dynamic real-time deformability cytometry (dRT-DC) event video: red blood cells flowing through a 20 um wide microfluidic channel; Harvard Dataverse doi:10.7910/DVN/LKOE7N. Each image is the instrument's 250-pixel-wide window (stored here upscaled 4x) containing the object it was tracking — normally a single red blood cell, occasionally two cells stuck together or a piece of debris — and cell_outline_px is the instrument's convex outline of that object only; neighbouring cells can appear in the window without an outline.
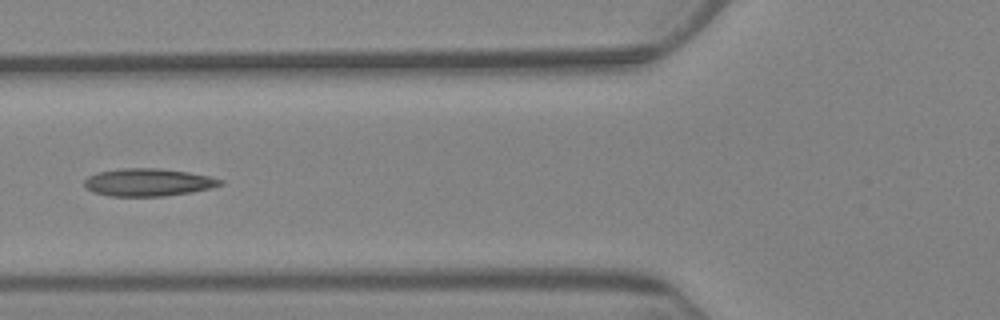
{"species": "Egyptian fruit bat (a non-hibernating species)", "species_latin": "Rousettus aegyptiacus", "temperature_condition": "warm", "stored_images_in_passage": 9, "camera_frame_rate_fps": 3000, "um_per_image_px": 0.085, "animal": {"sex": "female"}, "frame": {"image": 1, "passage_image": 7, "time_ms": 7.333, "image_size_px": [1000, 320], "cell_outline_px": [[224, 184], [212, 188], [192, 192], [164, 196], [108, 196], [92, 192], [84, 188], [84, 180], [88, 176], [96, 172], [124, 168], [160, 168], [188, 172], [208, 176], [224, 180]], "centroid_in_image_um": [12.57, 15.5], "position_along_channel_um": 113.2, "area_um2": 22.14}}
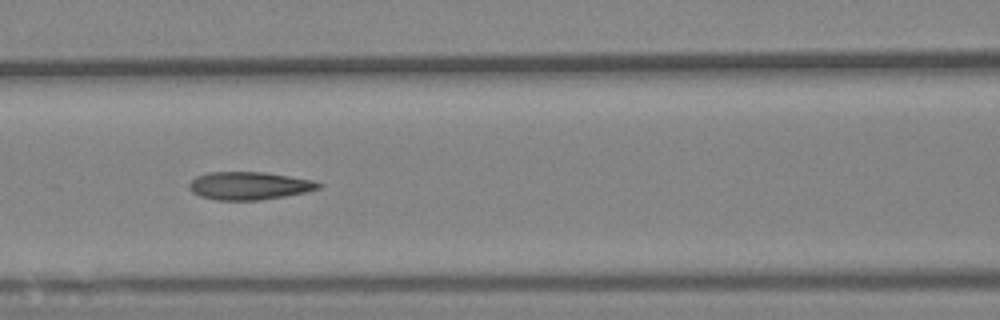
{"frame": {"image": 2, "passage_image": 8, "time_ms": 8.333, "image_size_px": [1000, 320], "cell_outline_px": [[324, 184], [320, 188], [304, 192], [284, 196], [260, 200], [216, 200], [200, 196], [192, 192], [188, 188], [188, 184], [196, 176], [208, 172], [264, 172], [312, 180]], "centroid_in_image_um": [21.15, 15.79], "position_along_channel_um": 145.5, "area_um2": 20.98}}
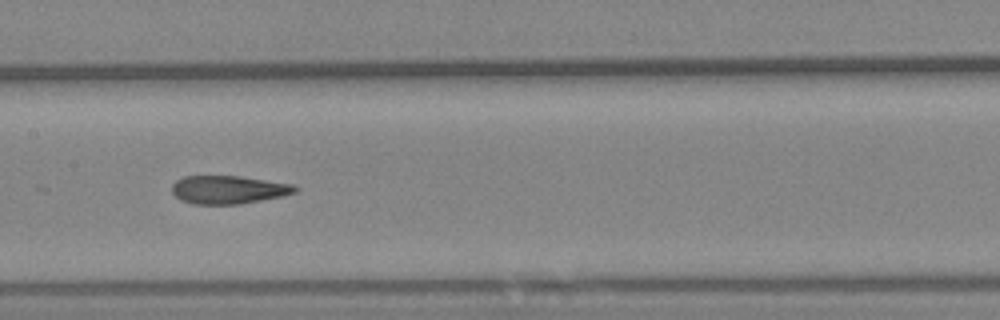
{"frame": {"image": 3, "passage_image": 9, "time_ms": 9.667, "image_size_px": [1000, 320], "cell_outline_px": [[300, 188], [296, 192], [284, 196], [240, 204], [192, 204], [180, 200], [172, 192], [172, 184], [176, 180], [184, 176], [240, 176], [292, 184]], "centroid_in_image_um": [19.42, 16.12], "position_along_channel_um": 188.0, "area_um2": 20.35}}